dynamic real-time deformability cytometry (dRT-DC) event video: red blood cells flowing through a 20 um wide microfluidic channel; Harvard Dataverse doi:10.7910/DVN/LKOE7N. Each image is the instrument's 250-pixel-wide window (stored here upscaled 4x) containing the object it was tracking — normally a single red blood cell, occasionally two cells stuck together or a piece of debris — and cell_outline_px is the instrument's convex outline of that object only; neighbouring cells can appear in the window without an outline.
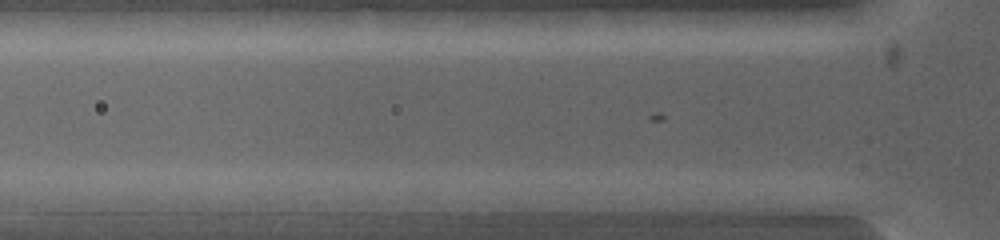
{"species": "common noctule bat (a hibernating species)", "species_latin": "Nyctalus noctula", "temperature_condition": "warm", "stored_images_in_passage": 5, "camera_frame_rate_fps": 5000, "um_per_image_px": 0.085, "animal": {"sex": "female", "body_mass_g": 19.0, "forearm_length_mm": 53.3}, "frame": {"image": 1, "passage_image": 3, "time_ms": 0.6, "image_size_px": [1000, 240], "cell_outline_px": [[664, 200], [652, 208], [620, 212], [504, 212], [496, 200], [500, 192], [656, 192]], "centroid_in_image_um": [49.06, 17.14], "position_along_channel_um": 76.7, "area_um2": 22.43}}